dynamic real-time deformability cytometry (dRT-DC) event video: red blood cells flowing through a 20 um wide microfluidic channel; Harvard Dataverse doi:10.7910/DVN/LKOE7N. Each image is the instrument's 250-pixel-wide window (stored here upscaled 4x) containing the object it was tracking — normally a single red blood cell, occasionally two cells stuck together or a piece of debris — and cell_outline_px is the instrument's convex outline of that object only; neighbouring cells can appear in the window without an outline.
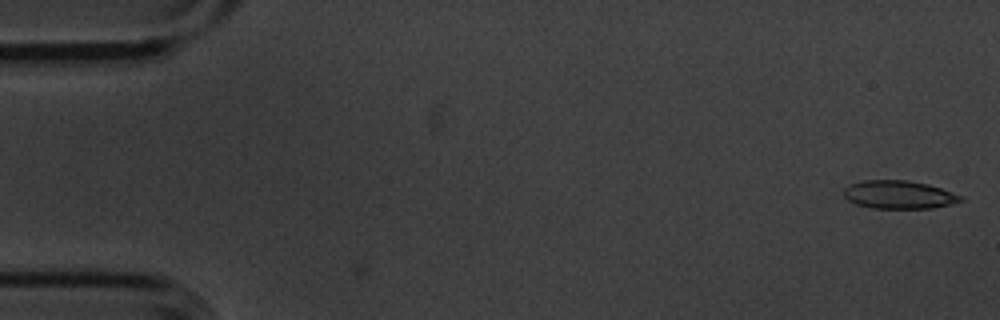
{"species": "common noctule bat (a hibernating species)", "species_latin": "Nyctalus noctula", "temperature_condition": "cold", "stored_images_in_passage": 6, "camera_frame_rate_fps": 3000, "um_per_image_px": 0.085, "animal": {"sex": "male", "body_mass_g": 20.1, "forearm_length_mm": 53.5}, "frame": {"image": 1, "passage_image": 1, "time_ms": 0.0, "image_size_px": [1000, 320], "cell_outline_px": [[964, 200], [952, 204], [932, 208], [872, 208], [856, 204], [848, 200], [844, 196], [844, 188], [848, 184], [864, 180], [908, 180], [928, 184], [964, 196]], "centroid_in_image_um": [76.41, 16.54], "position_along_channel_um": 8.6, "area_um2": 19.31}}
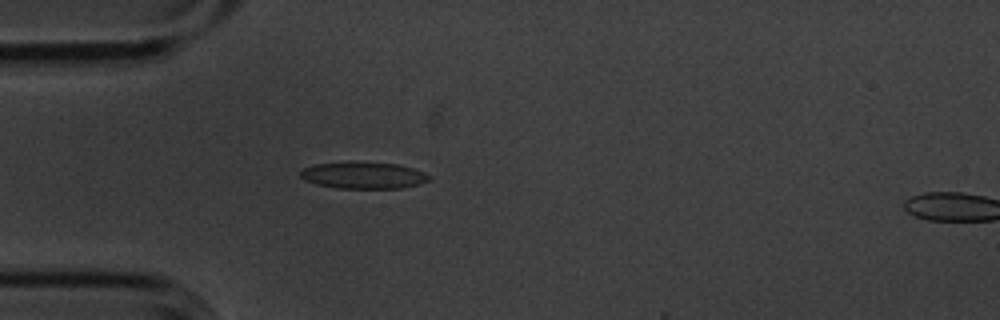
{"frame": {"image": 2, "passage_image": 5, "time_ms": 1.333, "image_size_px": [1000, 320], "cell_outline_px": [[432, 176], [428, 180], [420, 184], [400, 188], [336, 188], [316, 184], [304, 180], [300, 176], [300, 172], [304, 168], [316, 164], [348, 160], [356, 160], [400, 164], [424, 172]], "centroid_in_image_um": [30.88, 14.87], "position_along_channel_um": 54.1, "area_um2": 20.58}}